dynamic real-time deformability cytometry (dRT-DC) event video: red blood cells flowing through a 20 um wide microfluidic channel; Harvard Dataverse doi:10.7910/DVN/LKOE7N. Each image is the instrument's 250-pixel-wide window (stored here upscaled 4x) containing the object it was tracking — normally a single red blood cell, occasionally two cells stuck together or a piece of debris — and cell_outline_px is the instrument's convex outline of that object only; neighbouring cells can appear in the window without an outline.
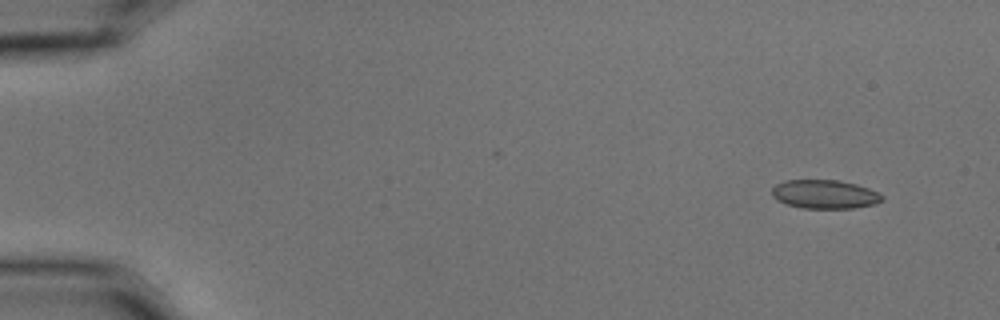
{"species": "common noctule bat (a hibernating species)", "species_latin": "Nyctalus noctula", "temperature_condition": "cold", "stored_images_in_passage": 6, "camera_frame_rate_fps": 3000, "um_per_image_px": 0.085, "animal": {"sex": "male", "body_mass_g": 15.6}, "frame": {"image": 1, "passage_image": 2, "time_ms": 0.333, "image_size_px": [1000, 320], "cell_outline_px": [[884, 200], [876, 204], [852, 208], [804, 208], [788, 204], [776, 200], [772, 196], [772, 188], [776, 184], [784, 180], [836, 180], [856, 184], [868, 188], [884, 196]], "centroid_in_image_um": [70.1, 16.51], "position_along_channel_um": 14.9, "area_um2": 18.44}}
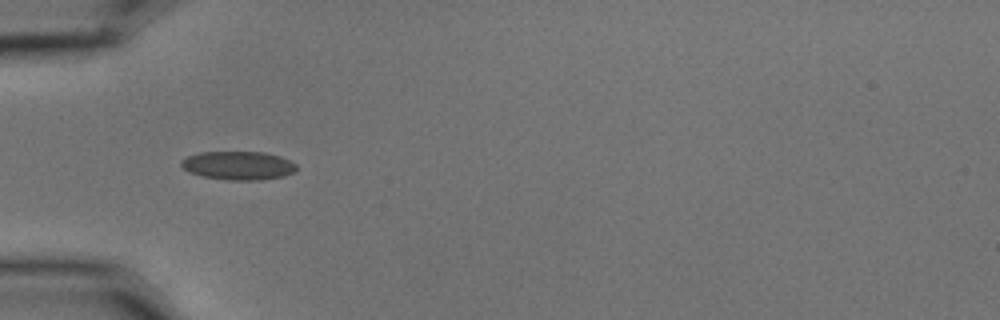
{"frame": {"image": 2, "passage_image": 5, "time_ms": 1.333, "image_size_px": [1000, 320], "cell_outline_px": [[296, 168], [292, 172], [284, 176], [260, 180], [228, 180], [200, 176], [188, 172], [180, 164], [180, 160], [188, 156], [200, 152], [264, 152], [280, 156], [296, 164]], "centroid_in_image_um": [20.21, 14.07], "position_along_channel_um": 64.8, "area_um2": 19.19}}
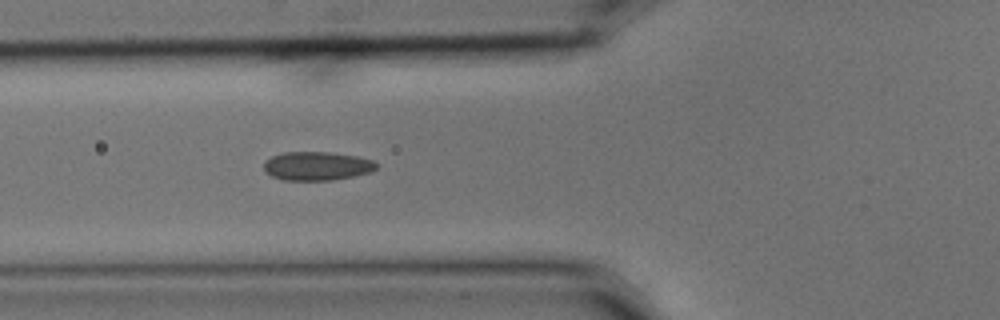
{"frame": {"image": 3, "passage_image": 6, "time_ms": 1.667, "image_size_px": [1000, 320], "cell_outline_px": [[380, 164], [372, 172], [332, 180], [284, 180], [272, 176], [264, 172], [264, 160], [272, 156], [284, 152], [328, 152], [356, 156], [372, 160]], "centroid_in_image_um": [26.93, 14.11], "position_along_channel_um": 98.9, "area_um2": 18.9}}